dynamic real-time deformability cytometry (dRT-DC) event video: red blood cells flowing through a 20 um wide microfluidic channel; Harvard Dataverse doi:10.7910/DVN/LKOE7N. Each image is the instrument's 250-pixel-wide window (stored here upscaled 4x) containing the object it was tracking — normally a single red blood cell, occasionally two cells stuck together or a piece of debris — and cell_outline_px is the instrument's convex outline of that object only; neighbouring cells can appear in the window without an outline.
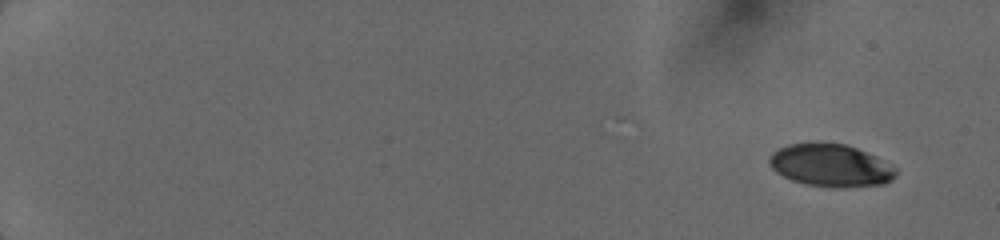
{"species": "human", "species_latin": "Homo sapiens", "temperature_condition": "cold", "stored_images_in_passage": 14, "camera_frame_rate_fps": 3000, "um_per_image_px": 0.085, "donor": {"sex": "female"}, "frame": {"image": 1, "passage_image": 1, "time_ms": 0.0, "image_size_px": [1000, 240], "cell_outline_px": [[896, 176], [892, 180], [884, 184], [848, 188], [832, 188], [804, 184], [792, 180], [776, 172], [772, 168], [768, 160], [772, 152], [788, 144], [820, 140], [844, 144], [856, 148], [896, 168]], "centroid_in_image_um": [70.57, 14.05], "position_along_channel_um": 14.4, "area_um2": 31.79}}
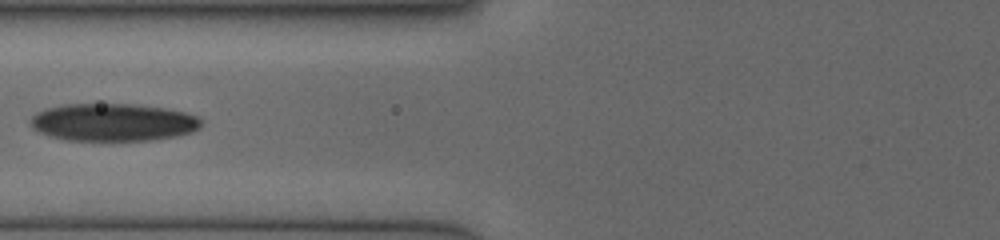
{"frame": {"image": 2, "passage_image": 10, "time_ms": 7.0, "image_size_px": [1000, 240], "cell_outline_px": [[200, 128], [192, 132], [176, 136], [152, 140], [64, 140], [40, 132], [32, 128], [28, 124], [28, 120], [36, 112], [44, 108], [64, 104], [136, 104], [164, 108], [184, 112], [196, 116], [200, 120]], "centroid_in_image_um": [9.56, 10.39], "position_along_channel_um": 116.2, "area_um2": 37.57}}
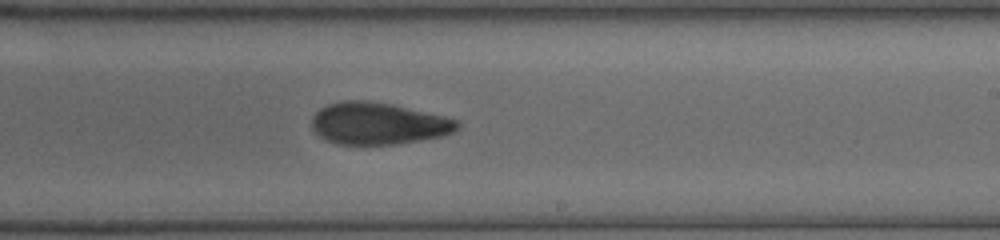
{"frame": {"image": 3, "passage_image": 14, "time_ms": 10.333, "image_size_px": [1000, 240], "cell_outline_px": [[460, 128], [444, 136], [396, 144], [336, 144], [324, 140], [312, 128], [312, 116], [320, 108], [328, 104], [344, 100], [364, 100], [392, 104], [444, 116], [460, 120]], "centroid_in_image_um": [32.16, 10.5], "position_along_channel_um": 256.8, "area_um2": 35.72}}